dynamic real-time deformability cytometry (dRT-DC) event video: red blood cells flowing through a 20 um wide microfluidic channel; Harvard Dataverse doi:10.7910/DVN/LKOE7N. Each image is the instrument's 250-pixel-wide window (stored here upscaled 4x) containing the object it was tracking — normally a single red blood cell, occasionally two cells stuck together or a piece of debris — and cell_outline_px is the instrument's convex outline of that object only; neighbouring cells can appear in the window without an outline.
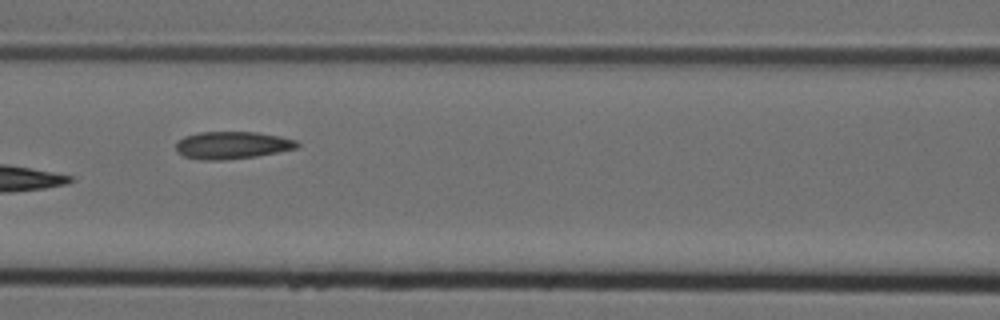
{"species": "Egyptian fruit bat (a non-hibernating species)", "species_latin": "Rousettus aegyptiacus", "temperature_condition": "cold", "stored_images_in_passage": 15, "camera_frame_rate_fps": 3000, "um_per_image_px": 0.085, "animal": {"sex": "female"}, "frame": {"image": 1, "passage_image": 7, "time_ms": 2.0, "image_size_px": [1000, 320], "cell_outline_px": [[300, 144], [296, 148], [256, 156], [224, 160], [200, 160], [184, 156], [176, 152], [176, 144], [184, 136], [200, 132], [256, 132], [280, 136], [296, 140]], "centroid_in_image_um": [19.71, 12.34], "position_along_channel_um": 146.9, "area_um2": 19.31}}
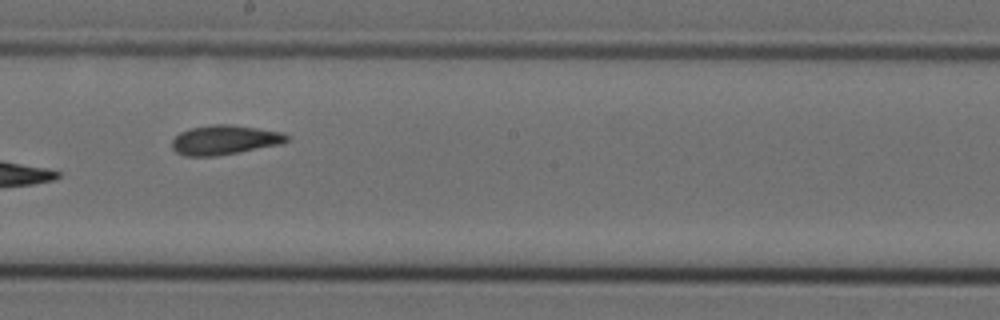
{"frame": {"image": 2, "passage_image": 9, "time_ms": 2.667, "image_size_px": [1000, 320], "cell_outline_px": [[288, 140], [280, 144], [240, 152], [216, 156], [184, 156], [176, 152], [172, 148], [172, 140], [180, 132], [188, 128], [212, 124], [228, 124], [284, 132], [288, 136]], "centroid_in_image_um": [19.06, 11.89], "position_along_channel_um": 229.1, "area_um2": 19.77}}
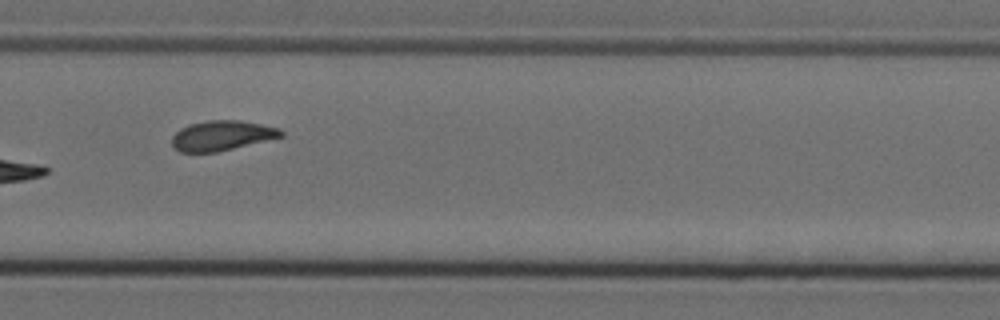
{"frame": {"image": 3, "passage_image": 11, "time_ms": 3.333, "image_size_px": [1000, 320], "cell_outline_px": [[284, 136], [216, 152], [180, 152], [172, 148], [172, 136], [180, 128], [188, 124], [208, 120], [240, 120], [280, 128], [284, 132]], "centroid_in_image_um": [18.83, 11.52], "position_along_channel_um": 311.0, "area_um2": 19.07}}